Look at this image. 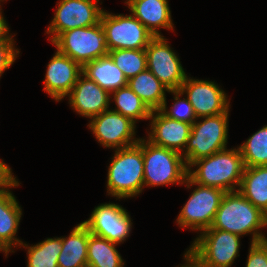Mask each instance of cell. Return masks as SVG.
Instances as JSON below:
<instances>
[{
    "label": "cell",
    "instance_id": "cell-25",
    "mask_svg": "<svg viewBox=\"0 0 267 267\" xmlns=\"http://www.w3.org/2000/svg\"><path fill=\"white\" fill-rule=\"evenodd\" d=\"M110 97L115 103V109L111 110L130 118L135 123L140 119L149 120L152 110L128 85L112 92Z\"/></svg>",
    "mask_w": 267,
    "mask_h": 267
},
{
    "label": "cell",
    "instance_id": "cell-15",
    "mask_svg": "<svg viewBox=\"0 0 267 267\" xmlns=\"http://www.w3.org/2000/svg\"><path fill=\"white\" fill-rule=\"evenodd\" d=\"M47 66L43 91L59 102L71 92L78 77L82 74V67L58 50Z\"/></svg>",
    "mask_w": 267,
    "mask_h": 267
},
{
    "label": "cell",
    "instance_id": "cell-4",
    "mask_svg": "<svg viewBox=\"0 0 267 267\" xmlns=\"http://www.w3.org/2000/svg\"><path fill=\"white\" fill-rule=\"evenodd\" d=\"M137 145L142 149L144 160V187L184 184L188 177V166L182 154L154 145L140 138Z\"/></svg>",
    "mask_w": 267,
    "mask_h": 267
},
{
    "label": "cell",
    "instance_id": "cell-19",
    "mask_svg": "<svg viewBox=\"0 0 267 267\" xmlns=\"http://www.w3.org/2000/svg\"><path fill=\"white\" fill-rule=\"evenodd\" d=\"M19 185V181L15 179L9 186L0 190V238L13 251V247L17 248L23 242L16 237L22 216V207L19 206L10 191Z\"/></svg>",
    "mask_w": 267,
    "mask_h": 267
},
{
    "label": "cell",
    "instance_id": "cell-26",
    "mask_svg": "<svg viewBox=\"0 0 267 267\" xmlns=\"http://www.w3.org/2000/svg\"><path fill=\"white\" fill-rule=\"evenodd\" d=\"M20 246L27 249V267H58L62 237L47 238L33 246L22 242Z\"/></svg>",
    "mask_w": 267,
    "mask_h": 267
},
{
    "label": "cell",
    "instance_id": "cell-6",
    "mask_svg": "<svg viewBox=\"0 0 267 267\" xmlns=\"http://www.w3.org/2000/svg\"><path fill=\"white\" fill-rule=\"evenodd\" d=\"M184 184L187 188L193 186L196 188L191 192L189 199L179 212L176 219L177 225L181 228L202 232L212 225L226 192L220 188L197 184L189 177Z\"/></svg>",
    "mask_w": 267,
    "mask_h": 267
},
{
    "label": "cell",
    "instance_id": "cell-2",
    "mask_svg": "<svg viewBox=\"0 0 267 267\" xmlns=\"http://www.w3.org/2000/svg\"><path fill=\"white\" fill-rule=\"evenodd\" d=\"M192 167H196V170H193ZM244 168L239 148H226L194 161L188 167V177L197 184L231 192L238 190Z\"/></svg>",
    "mask_w": 267,
    "mask_h": 267
},
{
    "label": "cell",
    "instance_id": "cell-7",
    "mask_svg": "<svg viewBox=\"0 0 267 267\" xmlns=\"http://www.w3.org/2000/svg\"><path fill=\"white\" fill-rule=\"evenodd\" d=\"M52 44L56 50L73 59L81 67L109 52L106 33L100 22L90 27L67 30Z\"/></svg>",
    "mask_w": 267,
    "mask_h": 267
},
{
    "label": "cell",
    "instance_id": "cell-32",
    "mask_svg": "<svg viewBox=\"0 0 267 267\" xmlns=\"http://www.w3.org/2000/svg\"><path fill=\"white\" fill-rule=\"evenodd\" d=\"M16 178L10 166L0 159V190L9 186Z\"/></svg>",
    "mask_w": 267,
    "mask_h": 267
},
{
    "label": "cell",
    "instance_id": "cell-24",
    "mask_svg": "<svg viewBox=\"0 0 267 267\" xmlns=\"http://www.w3.org/2000/svg\"><path fill=\"white\" fill-rule=\"evenodd\" d=\"M118 243L94 235L89 231L87 267H124L125 262L116 249Z\"/></svg>",
    "mask_w": 267,
    "mask_h": 267
},
{
    "label": "cell",
    "instance_id": "cell-14",
    "mask_svg": "<svg viewBox=\"0 0 267 267\" xmlns=\"http://www.w3.org/2000/svg\"><path fill=\"white\" fill-rule=\"evenodd\" d=\"M131 217L127 210L115 203H102L83 221L90 233L121 244L130 236Z\"/></svg>",
    "mask_w": 267,
    "mask_h": 267
},
{
    "label": "cell",
    "instance_id": "cell-29",
    "mask_svg": "<svg viewBox=\"0 0 267 267\" xmlns=\"http://www.w3.org/2000/svg\"><path fill=\"white\" fill-rule=\"evenodd\" d=\"M168 93H172L174 95L173 105L168 110L167 101L165 99L159 110L171 119L193 124L197 120V117L188 98L186 97L181 99L180 97L183 93L180 90H169Z\"/></svg>",
    "mask_w": 267,
    "mask_h": 267
},
{
    "label": "cell",
    "instance_id": "cell-3",
    "mask_svg": "<svg viewBox=\"0 0 267 267\" xmlns=\"http://www.w3.org/2000/svg\"><path fill=\"white\" fill-rule=\"evenodd\" d=\"M107 173V195L126 199L144 190V160L142 149L136 144L114 150Z\"/></svg>",
    "mask_w": 267,
    "mask_h": 267
},
{
    "label": "cell",
    "instance_id": "cell-36",
    "mask_svg": "<svg viewBox=\"0 0 267 267\" xmlns=\"http://www.w3.org/2000/svg\"><path fill=\"white\" fill-rule=\"evenodd\" d=\"M129 2H130V0H126V1H125V4H128Z\"/></svg>",
    "mask_w": 267,
    "mask_h": 267
},
{
    "label": "cell",
    "instance_id": "cell-20",
    "mask_svg": "<svg viewBox=\"0 0 267 267\" xmlns=\"http://www.w3.org/2000/svg\"><path fill=\"white\" fill-rule=\"evenodd\" d=\"M82 74L97 83L109 94L127 86L128 79L115 65L109 54L91 60L82 67Z\"/></svg>",
    "mask_w": 267,
    "mask_h": 267
},
{
    "label": "cell",
    "instance_id": "cell-22",
    "mask_svg": "<svg viewBox=\"0 0 267 267\" xmlns=\"http://www.w3.org/2000/svg\"><path fill=\"white\" fill-rule=\"evenodd\" d=\"M238 191L267 215V165L245 167Z\"/></svg>",
    "mask_w": 267,
    "mask_h": 267
},
{
    "label": "cell",
    "instance_id": "cell-35",
    "mask_svg": "<svg viewBox=\"0 0 267 267\" xmlns=\"http://www.w3.org/2000/svg\"><path fill=\"white\" fill-rule=\"evenodd\" d=\"M0 252H3L5 257L8 256L9 252L12 253L14 252L13 250H11L0 238Z\"/></svg>",
    "mask_w": 267,
    "mask_h": 267
},
{
    "label": "cell",
    "instance_id": "cell-8",
    "mask_svg": "<svg viewBox=\"0 0 267 267\" xmlns=\"http://www.w3.org/2000/svg\"><path fill=\"white\" fill-rule=\"evenodd\" d=\"M241 236L218 229H206L189 250L209 267H231L239 257Z\"/></svg>",
    "mask_w": 267,
    "mask_h": 267
},
{
    "label": "cell",
    "instance_id": "cell-27",
    "mask_svg": "<svg viewBox=\"0 0 267 267\" xmlns=\"http://www.w3.org/2000/svg\"><path fill=\"white\" fill-rule=\"evenodd\" d=\"M239 150L245 167L267 165V125L251 135Z\"/></svg>",
    "mask_w": 267,
    "mask_h": 267
},
{
    "label": "cell",
    "instance_id": "cell-16",
    "mask_svg": "<svg viewBox=\"0 0 267 267\" xmlns=\"http://www.w3.org/2000/svg\"><path fill=\"white\" fill-rule=\"evenodd\" d=\"M149 119L151 124L147 140L182 154L191 134L192 124L171 119L160 110H152Z\"/></svg>",
    "mask_w": 267,
    "mask_h": 267
},
{
    "label": "cell",
    "instance_id": "cell-23",
    "mask_svg": "<svg viewBox=\"0 0 267 267\" xmlns=\"http://www.w3.org/2000/svg\"><path fill=\"white\" fill-rule=\"evenodd\" d=\"M127 85L151 110H159L169 92L148 69L128 79Z\"/></svg>",
    "mask_w": 267,
    "mask_h": 267
},
{
    "label": "cell",
    "instance_id": "cell-30",
    "mask_svg": "<svg viewBox=\"0 0 267 267\" xmlns=\"http://www.w3.org/2000/svg\"><path fill=\"white\" fill-rule=\"evenodd\" d=\"M245 267H267V239L250 243Z\"/></svg>",
    "mask_w": 267,
    "mask_h": 267
},
{
    "label": "cell",
    "instance_id": "cell-9",
    "mask_svg": "<svg viewBox=\"0 0 267 267\" xmlns=\"http://www.w3.org/2000/svg\"><path fill=\"white\" fill-rule=\"evenodd\" d=\"M100 23L106 33L108 50L145 49L155 37L132 14H113L103 11Z\"/></svg>",
    "mask_w": 267,
    "mask_h": 267
},
{
    "label": "cell",
    "instance_id": "cell-5",
    "mask_svg": "<svg viewBox=\"0 0 267 267\" xmlns=\"http://www.w3.org/2000/svg\"><path fill=\"white\" fill-rule=\"evenodd\" d=\"M228 118L229 112H225L216 116L197 118L192 124L191 134L182 153L188 167L194 161L227 148Z\"/></svg>",
    "mask_w": 267,
    "mask_h": 267
},
{
    "label": "cell",
    "instance_id": "cell-13",
    "mask_svg": "<svg viewBox=\"0 0 267 267\" xmlns=\"http://www.w3.org/2000/svg\"><path fill=\"white\" fill-rule=\"evenodd\" d=\"M180 91L186 94L197 118L216 116L230 110V101L215 81L195 79L189 76L182 83Z\"/></svg>",
    "mask_w": 267,
    "mask_h": 267
},
{
    "label": "cell",
    "instance_id": "cell-1",
    "mask_svg": "<svg viewBox=\"0 0 267 267\" xmlns=\"http://www.w3.org/2000/svg\"><path fill=\"white\" fill-rule=\"evenodd\" d=\"M267 227V215L248 201L238 190L226 192L208 229L224 230L244 236L251 234V243L266 240L262 229Z\"/></svg>",
    "mask_w": 267,
    "mask_h": 267
},
{
    "label": "cell",
    "instance_id": "cell-33",
    "mask_svg": "<svg viewBox=\"0 0 267 267\" xmlns=\"http://www.w3.org/2000/svg\"><path fill=\"white\" fill-rule=\"evenodd\" d=\"M184 260L186 261L180 267H209L204 264L195 254H193L189 249L186 250L184 254ZM179 267V266H178Z\"/></svg>",
    "mask_w": 267,
    "mask_h": 267
},
{
    "label": "cell",
    "instance_id": "cell-31",
    "mask_svg": "<svg viewBox=\"0 0 267 267\" xmlns=\"http://www.w3.org/2000/svg\"><path fill=\"white\" fill-rule=\"evenodd\" d=\"M15 41H0V78L19 57V49L15 48Z\"/></svg>",
    "mask_w": 267,
    "mask_h": 267
},
{
    "label": "cell",
    "instance_id": "cell-18",
    "mask_svg": "<svg viewBox=\"0 0 267 267\" xmlns=\"http://www.w3.org/2000/svg\"><path fill=\"white\" fill-rule=\"evenodd\" d=\"M127 5L131 14L155 37L163 36L159 29L174 31L168 0H130Z\"/></svg>",
    "mask_w": 267,
    "mask_h": 267
},
{
    "label": "cell",
    "instance_id": "cell-12",
    "mask_svg": "<svg viewBox=\"0 0 267 267\" xmlns=\"http://www.w3.org/2000/svg\"><path fill=\"white\" fill-rule=\"evenodd\" d=\"M167 40L157 36L149 42L145 48L147 69L169 90H180L187 74Z\"/></svg>",
    "mask_w": 267,
    "mask_h": 267
},
{
    "label": "cell",
    "instance_id": "cell-21",
    "mask_svg": "<svg viewBox=\"0 0 267 267\" xmlns=\"http://www.w3.org/2000/svg\"><path fill=\"white\" fill-rule=\"evenodd\" d=\"M89 229L82 222L75 226L69 236L62 237V250L58 267H87V246Z\"/></svg>",
    "mask_w": 267,
    "mask_h": 267
},
{
    "label": "cell",
    "instance_id": "cell-11",
    "mask_svg": "<svg viewBox=\"0 0 267 267\" xmlns=\"http://www.w3.org/2000/svg\"><path fill=\"white\" fill-rule=\"evenodd\" d=\"M88 128L98 143L113 150L136 145V123L122 114L108 109L90 119Z\"/></svg>",
    "mask_w": 267,
    "mask_h": 267
},
{
    "label": "cell",
    "instance_id": "cell-10",
    "mask_svg": "<svg viewBox=\"0 0 267 267\" xmlns=\"http://www.w3.org/2000/svg\"><path fill=\"white\" fill-rule=\"evenodd\" d=\"M100 0H60L57 3L54 17L46 34L53 42L61 33L75 28L90 27L98 24L103 13L99 7Z\"/></svg>",
    "mask_w": 267,
    "mask_h": 267
},
{
    "label": "cell",
    "instance_id": "cell-34",
    "mask_svg": "<svg viewBox=\"0 0 267 267\" xmlns=\"http://www.w3.org/2000/svg\"><path fill=\"white\" fill-rule=\"evenodd\" d=\"M8 27V23L2 15V8L0 7V41H14V36L9 34L10 30Z\"/></svg>",
    "mask_w": 267,
    "mask_h": 267
},
{
    "label": "cell",
    "instance_id": "cell-28",
    "mask_svg": "<svg viewBox=\"0 0 267 267\" xmlns=\"http://www.w3.org/2000/svg\"><path fill=\"white\" fill-rule=\"evenodd\" d=\"M108 54L127 79L147 69L145 49H117Z\"/></svg>",
    "mask_w": 267,
    "mask_h": 267
},
{
    "label": "cell",
    "instance_id": "cell-17",
    "mask_svg": "<svg viewBox=\"0 0 267 267\" xmlns=\"http://www.w3.org/2000/svg\"><path fill=\"white\" fill-rule=\"evenodd\" d=\"M110 94L97 83L81 74L68 95L70 107L86 118H92L108 110Z\"/></svg>",
    "mask_w": 267,
    "mask_h": 267
}]
</instances>
